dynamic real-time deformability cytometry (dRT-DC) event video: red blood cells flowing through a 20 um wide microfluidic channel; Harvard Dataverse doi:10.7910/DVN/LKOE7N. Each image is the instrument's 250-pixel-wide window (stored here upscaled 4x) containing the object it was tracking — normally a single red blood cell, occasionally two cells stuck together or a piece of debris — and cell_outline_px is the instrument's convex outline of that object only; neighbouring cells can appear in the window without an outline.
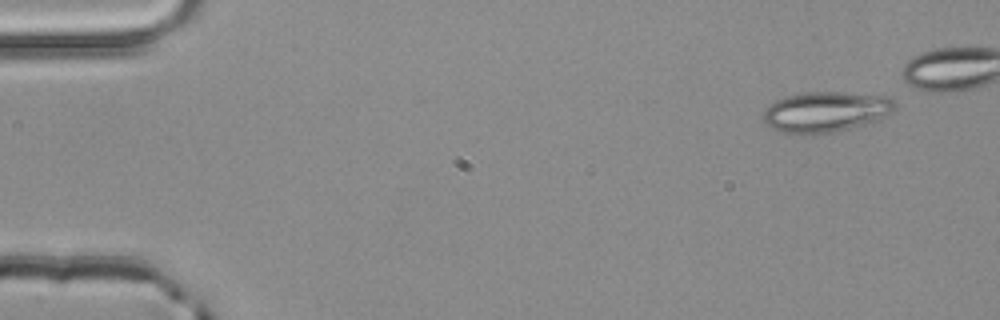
{"species": "common noctule bat (a hibernating species)", "species_latin": "Nyctalus noctula", "temperature_condition": "room temperature", "stored_images_in_passage": 4, "camera_frame_rate_fps": 3000, "um_per_image_px": 0.085, "animal": {"sex": "male", "body_mass_g": 20.4}, "frame": {"image": 1, "passage_image": 1, "time_ms": 0.0, "image_size_px": [1000, 320], "cell_outline_px": [[896, 108], [892, 112], [880, 120], [872, 124], [832, 132], [804, 136], [796, 136], [780, 132], [772, 128], [764, 120], [764, 108], [776, 100], [784, 96], [804, 92], [848, 92], [888, 96], [896, 104]], "centroid_in_image_um": [70.21, 9.53], "position_along_channel_um": 14.8, "area_um2": 31.96}}